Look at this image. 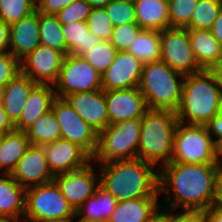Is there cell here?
<instances>
[{"label":"cell","instance_id":"obj_15","mask_svg":"<svg viewBox=\"0 0 222 222\" xmlns=\"http://www.w3.org/2000/svg\"><path fill=\"white\" fill-rule=\"evenodd\" d=\"M105 100L109 125L131 119H142L148 110L145 98L138 87L105 91Z\"/></svg>","mask_w":222,"mask_h":222},{"label":"cell","instance_id":"obj_5","mask_svg":"<svg viewBox=\"0 0 222 222\" xmlns=\"http://www.w3.org/2000/svg\"><path fill=\"white\" fill-rule=\"evenodd\" d=\"M184 77L162 61L144 64L138 89L147 108L176 112L181 102Z\"/></svg>","mask_w":222,"mask_h":222},{"label":"cell","instance_id":"obj_8","mask_svg":"<svg viewBox=\"0 0 222 222\" xmlns=\"http://www.w3.org/2000/svg\"><path fill=\"white\" fill-rule=\"evenodd\" d=\"M74 216V209L54 181L26 189L25 221L69 222Z\"/></svg>","mask_w":222,"mask_h":222},{"label":"cell","instance_id":"obj_21","mask_svg":"<svg viewBox=\"0 0 222 222\" xmlns=\"http://www.w3.org/2000/svg\"><path fill=\"white\" fill-rule=\"evenodd\" d=\"M55 97L52 85L37 84L29 93L21 117L14 124L15 130L25 132L30 128L35 121L51 110Z\"/></svg>","mask_w":222,"mask_h":222},{"label":"cell","instance_id":"obj_3","mask_svg":"<svg viewBox=\"0 0 222 222\" xmlns=\"http://www.w3.org/2000/svg\"><path fill=\"white\" fill-rule=\"evenodd\" d=\"M221 94L209 70L185 75L181 102L176 111L179 122L206 125L217 115Z\"/></svg>","mask_w":222,"mask_h":222},{"label":"cell","instance_id":"obj_16","mask_svg":"<svg viewBox=\"0 0 222 222\" xmlns=\"http://www.w3.org/2000/svg\"><path fill=\"white\" fill-rule=\"evenodd\" d=\"M43 149L53 176L80 169L92 160L77 144L65 139L45 144Z\"/></svg>","mask_w":222,"mask_h":222},{"label":"cell","instance_id":"obj_27","mask_svg":"<svg viewBox=\"0 0 222 222\" xmlns=\"http://www.w3.org/2000/svg\"><path fill=\"white\" fill-rule=\"evenodd\" d=\"M61 29L67 45V54L83 56L102 41L88 29L87 21L61 24Z\"/></svg>","mask_w":222,"mask_h":222},{"label":"cell","instance_id":"obj_51","mask_svg":"<svg viewBox=\"0 0 222 222\" xmlns=\"http://www.w3.org/2000/svg\"><path fill=\"white\" fill-rule=\"evenodd\" d=\"M92 8H104L107 6L112 0H86Z\"/></svg>","mask_w":222,"mask_h":222},{"label":"cell","instance_id":"obj_55","mask_svg":"<svg viewBox=\"0 0 222 222\" xmlns=\"http://www.w3.org/2000/svg\"><path fill=\"white\" fill-rule=\"evenodd\" d=\"M69 222H73V218ZM76 222H89V221H85V220H82L79 218L78 221H76Z\"/></svg>","mask_w":222,"mask_h":222},{"label":"cell","instance_id":"obj_44","mask_svg":"<svg viewBox=\"0 0 222 222\" xmlns=\"http://www.w3.org/2000/svg\"><path fill=\"white\" fill-rule=\"evenodd\" d=\"M10 25L0 18V53L9 52Z\"/></svg>","mask_w":222,"mask_h":222},{"label":"cell","instance_id":"obj_30","mask_svg":"<svg viewBox=\"0 0 222 222\" xmlns=\"http://www.w3.org/2000/svg\"><path fill=\"white\" fill-rule=\"evenodd\" d=\"M31 145L43 146L62 139L60 125L52 110L41 116L26 131Z\"/></svg>","mask_w":222,"mask_h":222},{"label":"cell","instance_id":"obj_41","mask_svg":"<svg viewBox=\"0 0 222 222\" xmlns=\"http://www.w3.org/2000/svg\"><path fill=\"white\" fill-rule=\"evenodd\" d=\"M74 1L76 0H36V10L43 14L56 15Z\"/></svg>","mask_w":222,"mask_h":222},{"label":"cell","instance_id":"obj_6","mask_svg":"<svg viewBox=\"0 0 222 222\" xmlns=\"http://www.w3.org/2000/svg\"><path fill=\"white\" fill-rule=\"evenodd\" d=\"M141 119L108 125L98 134V147L92 161L105 164L137 158Z\"/></svg>","mask_w":222,"mask_h":222},{"label":"cell","instance_id":"obj_25","mask_svg":"<svg viewBox=\"0 0 222 222\" xmlns=\"http://www.w3.org/2000/svg\"><path fill=\"white\" fill-rule=\"evenodd\" d=\"M31 143L26 132L12 130L2 135L0 141V169L2 175H10Z\"/></svg>","mask_w":222,"mask_h":222},{"label":"cell","instance_id":"obj_2","mask_svg":"<svg viewBox=\"0 0 222 222\" xmlns=\"http://www.w3.org/2000/svg\"><path fill=\"white\" fill-rule=\"evenodd\" d=\"M99 185L119 201L159 197L158 173L142 159L116 160L97 164Z\"/></svg>","mask_w":222,"mask_h":222},{"label":"cell","instance_id":"obj_42","mask_svg":"<svg viewBox=\"0 0 222 222\" xmlns=\"http://www.w3.org/2000/svg\"><path fill=\"white\" fill-rule=\"evenodd\" d=\"M168 212L164 207V222H203L201 213L194 212Z\"/></svg>","mask_w":222,"mask_h":222},{"label":"cell","instance_id":"obj_11","mask_svg":"<svg viewBox=\"0 0 222 222\" xmlns=\"http://www.w3.org/2000/svg\"><path fill=\"white\" fill-rule=\"evenodd\" d=\"M161 61L184 75L202 71L197 64L186 28H167L160 31Z\"/></svg>","mask_w":222,"mask_h":222},{"label":"cell","instance_id":"obj_7","mask_svg":"<svg viewBox=\"0 0 222 222\" xmlns=\"http://www.w3.org/2000/svg\"><path fill=\"white\" fill-rule=\"evenodd\" d=\"M171 162L218 164L217 146L206 125L177 124Z\"/></svg>","mask_w":222,"mask_h":222},{"label":"cell","instance_id":"obj_28","mask_svg":"<svg viewBox=\"0 0 222 222\" xmlns=\"http://www.w3.org/2000/svg\"><path fill=\"white\" fill-rule=\"evenodd\" d=\"M0 177V215L24 217L26 189L11 175Z\"/></svg>","mask_w":222,"mask_h":222},{"label":"cell","instance_id":"obj_39","mask_svg":"<svg viewBox=\"0 0 222 222\" xmlns=\"http://www.w3.org/2000/svg\"><path fill=\"white\" fill-rule=\"evenodd\" d=\"M92 10V6L86 0H76L65 6L56 16L61 24L74 21H87Z\"/></svg>","mask_w":222,"mask_h":222},{"label":"cell","instance_id":"obj_48","mask_svg":"<svg viewBox=\"0 0 222 222\" xmlns=\"http://www.w3.org/2000/svg\"><path fill=\"white\" fill-rule=\"evenodd\" d=\"M208 70L213 75L217 88L222 96V63L211 66Z\"/></svg>","mask_w":222,"mask_h":222},{"label":"cell","instance_id":"obj_49","mask_svg":"<svg viewBox=\"0 0 222 222\" xmlns=\"http://www.w3.org/2000/svg\"><path fill=\"white\" fill-rule=\"evenodd\" d=\"M143 222H164V207L160 206Z\"/></svg>","mask_w":222,"mask_h":222},{"label":"cell","instance_id":"obj_26","mask_svg":"<svg viewBox=\"0 0 222 222\" xmlns=\"http://www.w3.org/2000/svg\"><path fill=\"white\" fill-rule=\"evenodd\" d=\"M160 197H142L119 201L107 222H143L161 204Z\"/></svg>","mask_w":222,"mask_h":222},{"label":"cell","instance_id":"obj_31","mask_svg":"<svg viewBox=\"0 0 222 222\" xmlns=\"http://www.w3.org/2000/svg\"><path fill=\"white\" fill-rule=\"evenodd\" d=\"M40 44L67 55V45L62 34L61 23L56 15L39 12Z\"/></svg>","mask_w":222,"mask_h":222},{"label":"cell","instance_id":"obj_50","mask_svg":"<svg viewBox=\"0 0 222 222\" xmlns=\"http://www.w3.org/2000/svg\"><path fill=\"white\" fill-rule=\"evenodd\" d=\"M215 205L222 209V175L217 186Z\"/></svg>","mask_w":222,"mask_h":222},{"label":"cell","instance_id":"obj_13","mask_svg":"<svg viewBox=\"0 0 222 222\" xmlns=\"http://www.w3.org/2000/svg\"><path fill=\"white\" fill-rule=\"evenodd\" d=\"M65 55L53 48L39 45L21 62V72L36 84L56 83Z\"/></svg>","mask_w":222,"mask_h":222},{"label":"cell","instance_id":"obj_53","mask_svg":"<svg viewBox=\"0 0 222 222\" xmlns=\"http://www.w3.org/2000/svg\"><path fill=\"white\" fill-rule=\"evenodd\" d=\"M222 143L217 147V161L222 168Z\"/></svg>","mask_w":222,"mask_h":222},{"label":"cell","instance_id":"obj_36","mask_svg":"<svg viewBox=\"0 0 222 222\" xmlns=\"http://www.w3.org/2000/svg\"><path fill=\"white\" fill-rule=\"evenodd\" d=\"M104 8L114 27L136 23L134 2L132 0H112Z\"/></svg>","mask_w":222,"mask_h":222},{"label":"cell","instance_id":"obj_45","mask_svg":"<svg viewBox=\"0 0 222 222\" xmlns=\"http://www.w3.org/2000/svg\"><path fill=\"white\" fill-rule=\"evenodd\" d=\"M203 222H222V209L215 204L201 213Z\"/></svg>","mask_w":222,"mask_h":222},{"label":"cell","instance_id":"obj_38","mask_svg":"<svg viewBox=\"0 0 222 222\" xmlns=\"http://www.w3.org/2000/svg\"><path fill=\"white\" fill-rule=\"evenodd\" d=\"M141 30L137 23L119 25L114 27L109 41L117 51H127Z\"/></svg>","mask_w":222,"mask_h":222},{"label":"cell","instance_id":"obj_47","mask_svg":"<svg viewBox=\"0 0 222 222\" xmlns=\"http://www.w3.org/2000/svg\"><path fill=\"white\" fill-rule=\"evenodd\" d=\"M212 35L222 45V8L220 9L217 18L210 28Z\"/></svg>","mask_w":222,"mask_h":222},{"label":"cell","instance_id":"obj_24","mask_svg":"<svg viewBox=\"0 0 222 222\" xmlns=\"http://www.w3.org/2000/svg\"><path fill=\"white\" fill-rule=\"evenodd\" d=\"M118 201L100 185L76 211L74 218L89 222H107Z\"/></svg>","mask_w":222,"mask_h":222},{"label":"cell","instance_id":"obj_10","mask_svg":"<svg viewBox=\"0 0 222 222\" xmlns=\"http://www.w3.org/2000/svg\"><path fill=\"white\" fill-rule=\"evenodd\" d=\"M51 110L60 125L62 139L77 144L92 158L98 147V133L76 113L65 98L55 97Z\"/></svg>","mask_w":222,"mask_h":222},{"label":"cell","instance_id":"obj_22","mask_svg":"<svg viewBox=\"0 0 222 222\" xmlns=\"http://www.w3.org/2000/svg\"><path fill=\"white\" fill-rule=\"evenodd\" d=\"M197 64L208 70L211 66L222 63V45L210 30L187 29Z\"/></svg>","mask_w":222,"mask_h":222},{"label":"cell","instance_id":"obj_20","mask_svg":"<svg viewBox=\"0 0 222 222\" xmlns=\"http://www.w3.org/2000/svg\"><path fill=\"white\" fill-rule=\"evenodd\" d=\"M36 85L20 72L1 91V104L13 124L21 117L29 93Z\"/></svg>","mask_w":222,"mask_h":222},{"label":"cell","instance_id":"obj_40","mask_svg":"<svg viewBox=\"0 0 222 222\" xmlns=\"http://www.w3.org/2000/svg\"><path fill=\"white\" fill-rule=\"evenodd\" d=\"M20 72V62L10 52L0 53V92Z\"/></svg>","mask_w":222,"mask_h":222},{"label":"cell","instance_id":"obj_18","mask_svg":"<svg viewBox=\"0 0 222 222\" xmlns=\"http://www.w3.org/2000/svg\"><path fill=\"white\" fill-rule=\"evenodd\" d=\"M76 113L98 134L109 125V116L102 89L73 93L65 97Z\"/></svg>","mask_w":222,"mask_h":222},{"label":"cell","instance_id":"obj_12","mask_svg":"<svg viewBox=\"0 0 222 222\" xmlns=\"http://www.w3.org/2000/svg\"><path fill=\"white\" fill-rule=\"evenodd\" d=\"M92 160L84 167L54 176L53 181L62 196L76 211L99 186V172H95Z\"/></svg>","mask_w":222,"mask_h":222},{"label":"cell","instance_id":"obj_34","mask_svg":"<svg viewBox=\"0 0 222 222\" xmlns=\"http://www.w3.org/2000/svg\"><path fill=\"white\" fill-rule=\"evenodd\" d=\"M117 52L109 40H102L82 57L102 75L113 63Z\"/></svg>","mask_w":222,"mask_h":222},{"label":"cell","instance_id":"obj_17","mask_svg":"<svg viewBox=\"0 0 222 222\" xmlns=\"http://www.w3.org/2000/svg\"><path fill=\"white\" fill-rule=\"evenodd\" d=\"M25 189L53 181L43 146L30 145L10 174Z\"/></svg>","mask_w":222,"mask_h":222},{"label":"cell","instance_id":"obj_29","mask_svg":"<svg viewBox=\"0 0 222 222\" xmlns=\"http://www.w3.org/2000/svg\"><path fill=\"white\" fill-rule=\"evenodd\" d=\"M127 51L143 65L161 61L160 31L142 29Z\"/></svg>","mask_w":222,"mask_h":222},{"label":"cell","instance_id":"obj_37","mask_svg":"<svg viewBox=\"0 0 222 222\" xmlns=\"http://www.w3.org/2000/svg\"><path fill=\"white\" fill-rule=\"evenodd\" d=\"M88 29L102 40H110L114 26L105 8H92L87 18Z\"/></svg>","mask_w":222,"mask_h":222},{"label":"cell","instance_id":"obj_35","mask_svg":"<svg viewBox=\"0 0 222 222\" xmlns=\"http://www.w3.org/2000/svg\"><path fill=\"white\" fill-rule=\"evenodd\" d=\"M170 27L189 29L193 10L198 0H167Z\"/></svg>","mask_w":222,"mask_h":222},{"label":"cell","instance_id":"obj_19","mask_svg":"<svg viewBox=\"0 0 222 222\" xmlns=\"http://www.w3.org/2000/svg\"><path fill=\"white\" fill-rule=\"evenodd\" d=\"M40 45L39 12L35 10L10 25L9 52L21 62Z\"/></svg>","mask_w":222,"mask_h":222},{"label":"cell","instance_id":"obj_9","mask_svg":"<svg viewBox=\"0 0 222 222\" xmlns=\"http://www.w3.org/2000/svg\"><path fill=\"white\" fill-rule=\"evenodd\" d=\"M102 75L82 56L67 54L64 57L56 83L53 85L55 96H66L102 89Z\"/></svg>","mask_w":222,"mask_h":222},{"label":"cell","instance_id":"obj_1","mask_svg":"<svg viewBox=\"0 0 222 222\" xmlns=\"http://www.w3.org/2000/svg\"><path fill=\"white\" fill-rule=\"evenodd\" d=\"M159 169L158 191L166 194L163 201L167 203L162 207L176 210L181 206L184 212L202 213L215 204L222 175L219 164L170 162Z\"/></svg>","mask_w":222,"mask_h":222},{"label":"cell","instance_id":"obj_43","mask_svg":"<svg viewBox=\"0 0 222 222\" xmlns=\"http://www.w3.org/2000/svg\"><path fill=\"white\" fill-rule=\"evenodd\" d=\"M206 126L209 135L213 138L218 147L222 143V116L216 115L206 124Z\"/></svg>","mask_w":222,"mask_h":222},{"label":"cell","instance_id":"obj_52","mask_svg":"<svg viewBox=\"0 0 222 222\" xmlns=\"http://www.w3.org/2000/svg\"><path fill=\"white\" fill-rule=\"evenodd\" d=\"M0 222H26V221L24 217L0 215Z\"/></svg>","mask_w":222,"mask_h":222},{"label":"cell","instance_id":"obj_54","mask_svg":"<svg viewBox=\"0 0 222 222\" xmlns=\"http://www.w3.org/2000/svg\"><path fill=\"white\" fill-rule=\"evenodd\" d=\"M217 115L222 116V97H221L220 102L218 104Z\"/></svg>","mask_w":222,"mask_h":222},{"label":"cell","instance_id":"obj_32","mask_svg":"<svg viewBox=\"0 0 222 222\" xmlns=\"http://www.w3.org/2000/svg\"><path fill=\"white\" fill-rule=\"evenodd\" d=\"M221 8L222 0H198L189 22V29L210 30Z\"/></svg>","mask_w":222,"mask_h":222},{"label":"cell","instance_id":"obj_14","mask_svg":"<svg viewBox=\"0 0 222 222\" xmlns=\"http://www.w3.org/2000/svg\"><path fill=\"white\" fill-rule=\"evenodd\" d=\"M143 64L128 51H118L113 63L102 74L103 91L136 88L139 85Z\"/></svg>","mask_w":222,"mask_h":222},{"label":"cell","instance_id":"obj_33","mask_svg":"<svg viewBox=\"0 0 222 222\" xmlns=\"http://www.w3.org/2000/svg\"><path fill=\"white\" fill-rule=\"evenodd\" d=\"M36 10V0H0V18L12 25Z\"/></svg>","mask_w":222,"mask_h":222},{"label":"cell","instance_id":"obj_4","mask_svg":"<svg viewBox=\"0 0 222 222\" xmlns=\"http://www.w3.org/2000/svg\"><path fill=\"white\" fill-rule=\"evenodd\" d=\"M178 123L176 112L148 109L141 119L137 158L154 167L170 163Z\"/></svg>","mask_w":222,"mask_h":222},{"label":"cell","instance_id":"obj_23","mask_svg":"<svg viewBox=\"0 0 222 222\" xmlns=\"http://www.w3.org/2000/svg\"><path fill=\"white\" fill-rule=\"evenodd\" d=\"M136 23L146 30L170 28L167 0H134Z\"/></svg>","mask_w":222,"mask_h":222},{"label":"cell","instance_id":"obj_46","mask_svg":"<svg viewBox=\"0 0 222 222\" xmlns=\"http://www.w3.org/2000/svg\"><path fill=\"white\" fill-rule=\"evenodd\" d=\"M14 129V124L8 118L7 113L5 112L2 104L0 103V134H6Z\"/></svg>","mask_w":222,"mask_h":222}]
</instances>
